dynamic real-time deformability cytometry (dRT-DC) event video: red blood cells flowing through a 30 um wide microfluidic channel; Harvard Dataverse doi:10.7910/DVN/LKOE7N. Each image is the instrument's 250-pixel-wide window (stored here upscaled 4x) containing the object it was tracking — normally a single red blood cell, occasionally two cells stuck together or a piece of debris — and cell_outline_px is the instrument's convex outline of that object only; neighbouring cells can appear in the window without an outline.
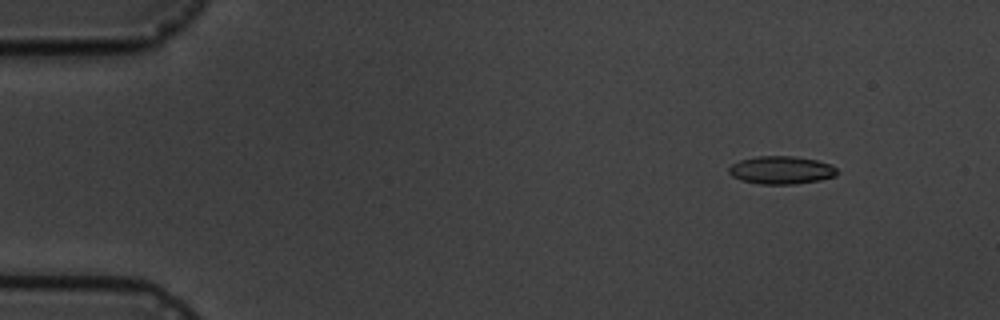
{"species": "common noctule bat (a hibernating species)", "species_latin": "Nyctalus noctula", "temperature_condition": "cold", "stored_images_in_passage": 5, "camera_frame_rate_fps": 3000, "um_per_image_px": 0.085, "animal": {"sex": "male", "body_mass_g": 19.5, "forearm_length_mm": 54.6}, "frame": {"image": 1, "passage_image": 2, "time_ms": 2.0, "image_size_px": [1000, 320], "cell_outline_px": [[840, 172], [836, 176], [820, 180], [792, 184], [760, 184], [740, 180], [732, 176], [728, 172], [728, 168], [732, 164], [740, 160], [760, 156], [796, 156], [816, 160], [832, 164]], "centroid_in_image_um": [66.43, 14.46], "position_along_channel_um": 18.6, "area_um2": 17.74}}
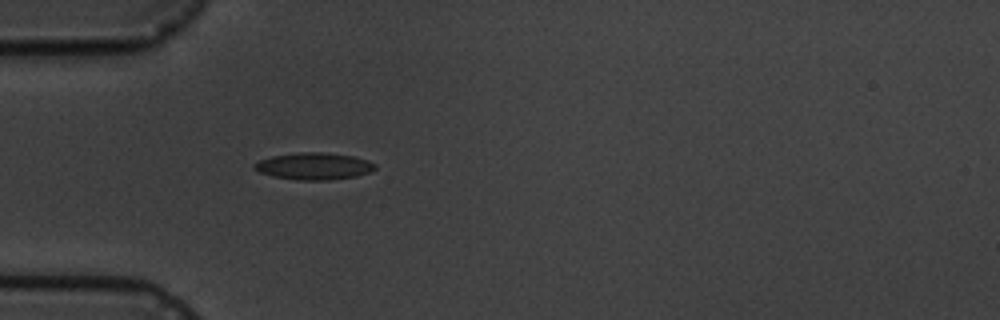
{"frame": {"image": 2, "passage_image": 5, "time_ms": 5.667, "image_size_px": [1000, 320], "cell_outline_px": [[376, 168], [372, 172], [356, 176], [328, 180], [296, 180], [272, 176], [260, 172], [252, 168], [252, 164], [260, 160], [272, 156], [296, 152], [324, 152], [352, 156], [376, 164]], "centroid_in_image_um": [26.65, 14.12], "position_along_channel_um": 58.3, "area_um2": 19.02}}